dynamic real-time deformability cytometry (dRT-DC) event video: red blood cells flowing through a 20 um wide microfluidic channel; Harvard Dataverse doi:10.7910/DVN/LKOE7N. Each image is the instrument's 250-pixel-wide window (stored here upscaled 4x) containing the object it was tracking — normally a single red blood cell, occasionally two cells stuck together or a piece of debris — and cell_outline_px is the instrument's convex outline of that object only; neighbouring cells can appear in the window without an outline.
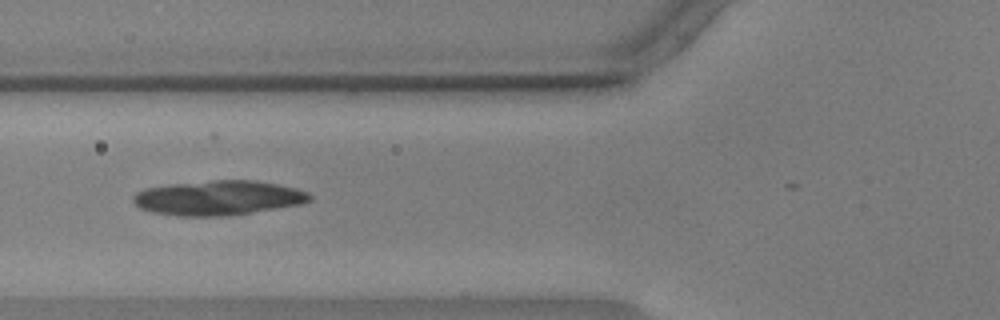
{"species": "common noctule bat (a hibernating species)", "species_latin": "Nyctalus noctula", "temperature_condition": "warm", "stored_images_in_passage": 17, "camera_frame_rate_fps": 3000, "um_per_image_px": 0.085, "animal": {"sex": "male", "body_mass_g": 17.9, "forearm_length_mm": 54.2}, "frame": {"image": 1, "passage_image": 7, "time_ms": 2.0, "image_size_px": [1000, 320], "cell_outline_px": [[312, 200], [300, 204], [252, 212], [224, 216], [180, 216], [156, 212], [140, 208], [132, 200], [132, 196], [136, 192], [144, 188], [168, 184], [212, 180], [256, 180], [296, 188], [308, 192], [312, 196]], "centroid_in_image_um": [18.54, 16.8], "position_along_channel_um": 107.3, "area_um2": 35.6}}
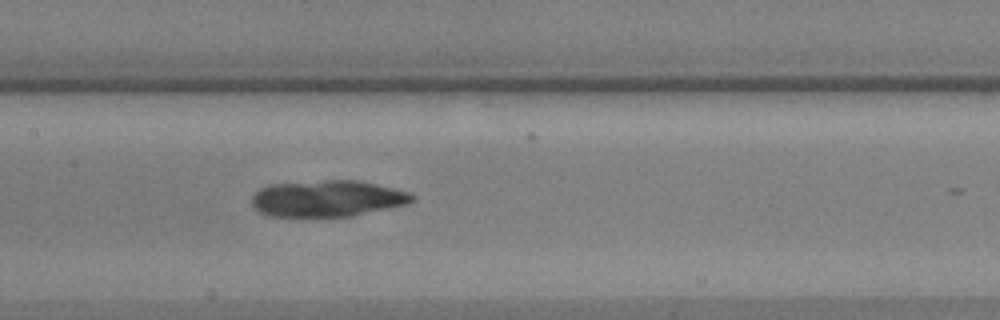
{"frame": {"image": 2, "passage_image": 13, "time_ms": 4.0, "image_size_px": [1000, 320], "cell_outline_px": [[416, 200], [408, 204], [352, 216], [268, 216], [260, 212], [252, 204], [252, 196], [260, 188], [268, 184], [324, 180], [360, 180], [412, 192], [416, 196]], "centroid_in_image_um": [27.88, 16.86], "position_along_channel_um": 179.5, "area_um2": 34.33}}
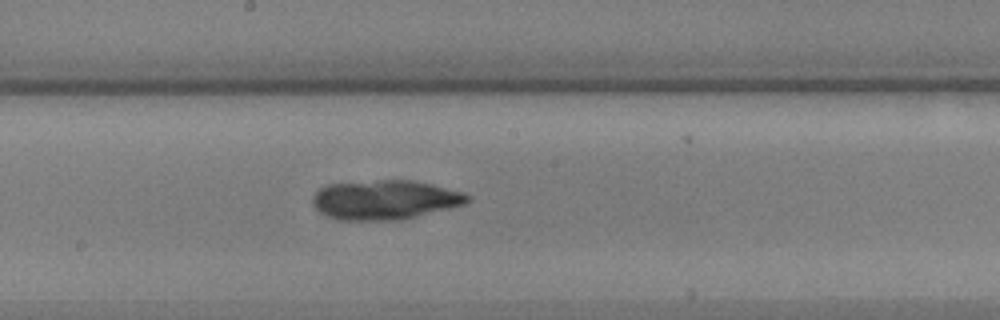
{"frame": {"image": 3, "passage_image": 16, "time_ms": 5.0, "image_size_px": [1000, 320], "cell_outline_px": [[472, 200], [464, 204], [400, 220], [340, 220], [328, 216], [320, 212], [312, 204], [312, 196], [320, 188], [328, 184], [380, 180], [416, 180], [464, 192], [472, 196]], "centroid_in_image_um": [32.73, 16.97], "position_along_channel_um": 215.5, "area_um2": 35.6}}